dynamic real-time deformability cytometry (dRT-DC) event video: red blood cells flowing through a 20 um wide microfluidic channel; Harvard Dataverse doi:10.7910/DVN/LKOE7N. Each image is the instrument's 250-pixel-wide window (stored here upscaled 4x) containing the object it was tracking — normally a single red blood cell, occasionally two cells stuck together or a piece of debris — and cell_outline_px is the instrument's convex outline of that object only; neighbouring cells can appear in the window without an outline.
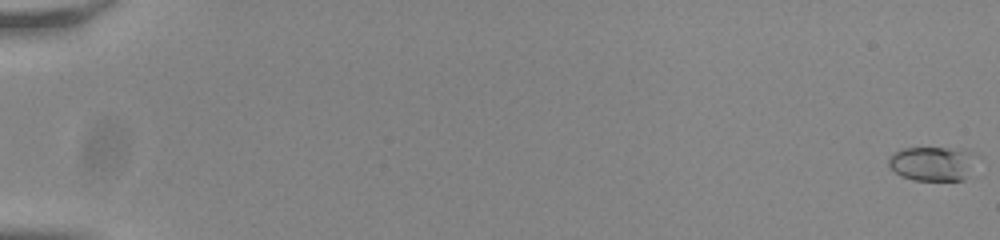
{"species": "common noctule bat (a hibernating species)", "species_latin": "Nyctalus noctula", "temperature_condition": "room temperature", "stored_images_in_passage": 50, "camera_frame_rate_fps": 3000, "um_per_image_px": 0.085, "animal": {"sex": "male", "body_mass_g": 20.0, "forearm_length_mm": 53.3}, "frame": {"image": 1, "passage_image": 1, "time_ms": 0.0, "image_size_px": [1000, 240], "cell_outline_px": [[980, 156], [964, 180], [912, 180], [900, 176], [888, 164], [888, 156], [904, 148], [968, 148], [976, 152]], "centroid_in_image_um": [79.35, 13.88], "position_along_channel_um": 5.7, "area_um2": 18.09}}
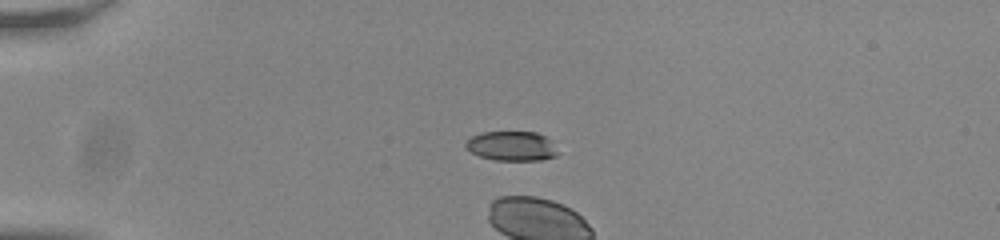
{"frame": {"image": 2, "passage_image": 16, "time_ms": 5.0, "image_size_px": [1000, 240], "cell_outline_px": [[560, 152], [556, 156], [540, 160], [496, 160], [480, 156], [472, 152], [464, 144], [472, 136], [480, 132], [536, 132], [548, 136], [552, 140]], "centroid_in_image_um": [43.57, 12.4], "position_along_channel_um": 41.4, "area_um2": 16.01}}